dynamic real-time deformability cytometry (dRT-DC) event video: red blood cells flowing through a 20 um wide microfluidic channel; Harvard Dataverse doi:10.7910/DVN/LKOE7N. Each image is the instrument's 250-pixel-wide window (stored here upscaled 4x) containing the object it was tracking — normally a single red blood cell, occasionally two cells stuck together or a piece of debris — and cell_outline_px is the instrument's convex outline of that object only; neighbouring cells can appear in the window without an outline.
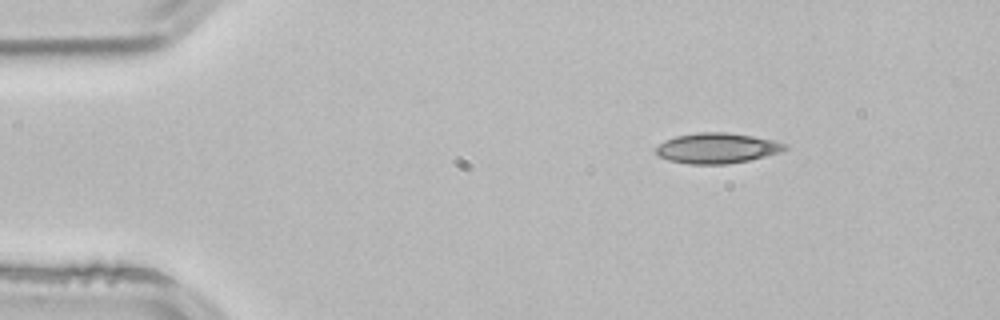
{"species": "common noctule bat (a hibernating species)", "species_latin": "Nyctalus noctula", "temperature_condition": "room temperature", "stored_images_in_passage": 3, "camera_frame_rate_fps": 3000, "um_per_image_px": 0.085, "animal": {"sex": "male", "body_mass_g": 21.5, "forearm_length_mm": 52.0}, "frame": {"image": 1, "passage_image": 1, "time_ms": 0.0, "image_size_px": [1000, 320], "cell_outline_px": [[788, 148], [780, 152], [748, 160], [728, 164], [688, 164], [668, 160], [660, 156], [656, 152], [656, 148], [664, 140], [676, 136], [700, 132], [724, 132], [752, 136], [772, 140], [788, 144]], "centroid_in_image_um": [60.94, 12.59], "position_along_channel_um": 24.1, "area_um2": 22.66}}
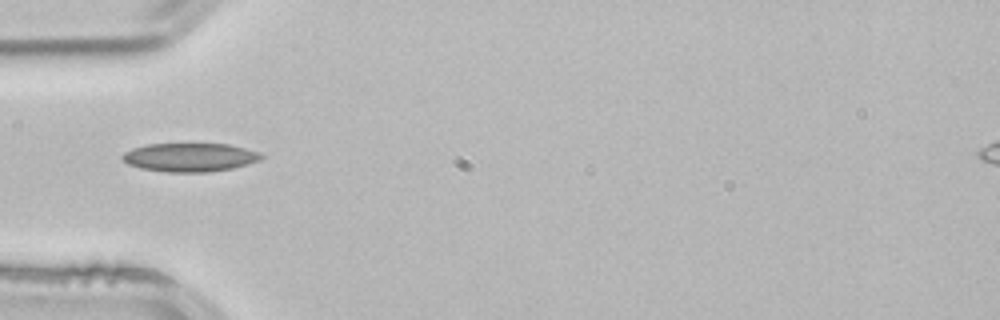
{"frame": {"image": 2, "passage_image": 3, "time_ms": 0.667, "image_size_px": [1000, 320], "cell_outline_px": [[264, 156], [260, 160], [248, 164], [232, 168], [208, 172], [168, 172], [140, 168], [128, 164], [120, 156], [124, 152], [132, 148], [148, 144], [228, 144], [260, 152]], "centroid_in_image_um": [16.14, 13.37], "position_along_channel_um": 68.9, "area_um2": 23.12}}